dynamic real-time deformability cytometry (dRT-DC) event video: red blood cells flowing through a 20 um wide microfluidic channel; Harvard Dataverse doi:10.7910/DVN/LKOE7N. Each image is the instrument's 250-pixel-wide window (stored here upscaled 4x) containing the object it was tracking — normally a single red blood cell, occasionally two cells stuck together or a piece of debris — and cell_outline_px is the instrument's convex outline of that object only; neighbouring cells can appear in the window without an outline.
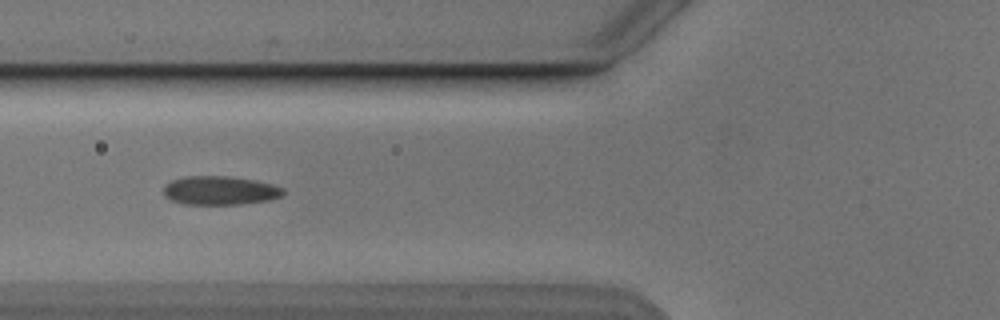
{"species": "Egyptian fruit bat (a non-hibernating species)", "species_latin": "Rousettus aegyptiacus", "temperature_condition": "cold", "stored_images_in_passage": 5, "camera_frame_rate_fps": 3000, "um_per_image_px": 0.085, "animal": {"sex": "male"}, "frame": {"image": 1, "passage_image": 3, "time_ms": 2.333, "image_size_px": [1000, 320], "cell_outline_px": [[284, 192], [280, 196], [268, 200], [240, 204], [184, 204], [172, 200], [164, 196], [164, 184], [172, 180], [184, 176], [228, 176], [252, 180], [272, 184], [284, 188]], "centroid_in_image_um": [18.66, 16.18], "position_along_channel_um": 107.1, "area_um2": 19.94}}
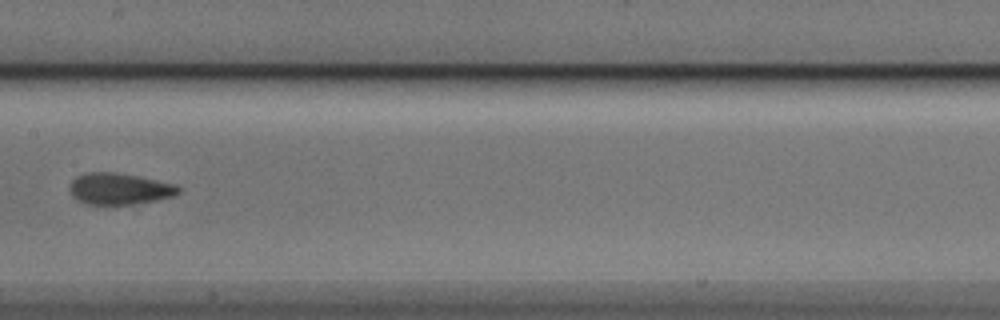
{"frame": {"image": 2, "passage_image": 5, "time_ms": 4.667, "image_size_px": [1000, 320], "cell_outline_px": [[180, 192], [172, 196], [156, 200], [128, 204], [84, 204], [72, 196], [68, 188], [68, 184], [76, 176], [88, 172], [116, 172], [176, 184], [180, 188]], "centroid_in_image_um": [10.09, 16.04], "position_along_channel_um": 197.3, "area_um2": 19.88}}